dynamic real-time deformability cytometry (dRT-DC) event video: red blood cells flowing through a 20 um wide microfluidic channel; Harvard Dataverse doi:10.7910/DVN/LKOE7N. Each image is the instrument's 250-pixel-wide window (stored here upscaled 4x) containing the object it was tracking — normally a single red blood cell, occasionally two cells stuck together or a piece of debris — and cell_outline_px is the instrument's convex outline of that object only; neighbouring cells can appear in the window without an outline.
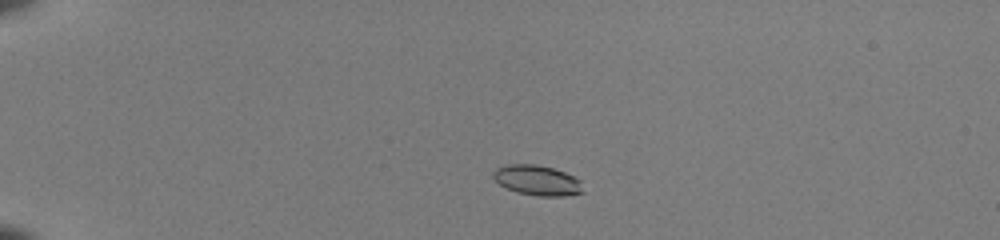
{"species": "common noctule bat (a hibernating species)", "species_latin": "Nyctalus noctula", "temperature_condition": "room temperature", "stored_images_in_passage": 46, "camera_frame_rate_fps": 3000, "um_per_image_px": 0.085, "animal": {"sex": "female", "body_mass_g": 22.0, "forearm_length_mm": 56.7}, "frame": {"image": 1, "passage_image": 7, "time_ms": 2.0, "image_size_px": [1000, 240], "cell_outline_px": [[584, 192], [564, 196], [536, 196], [516, 192], [500, 184], [492, 176], [492, 172], [496, 168], [508, 164], [536, 164], [552, 168], [564, 172], [580, 180]], "centroid_in_image_um": [45.66, 15.33], "position_along_channel_um": 39.3, "area_um2": 15.72}}
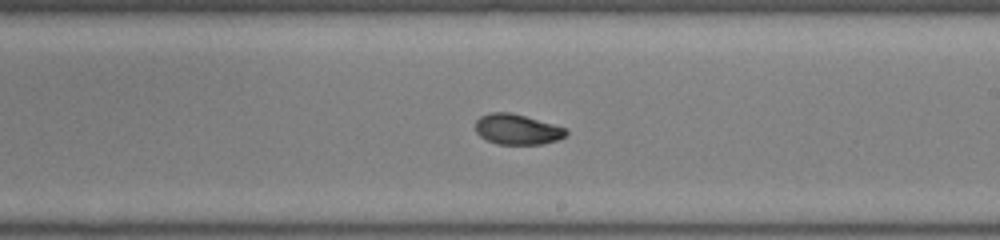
{"frame": {"image": 2, "passage_image": 27, "time_ms": 8.667, "image_size_px": [1000, 240], "cell_outline_px": [[568, 132], [564, 136], [556, 140], [540, 144], [496, 144], [480, 136], [476, 132], [476, 120], [480, 116], [488, 112], [512, 112], [568, 128]], "centroid_in_image_um": [43.95, 10.98], "position_along_channel_um": 245.0, "area_um2": 16.13}}
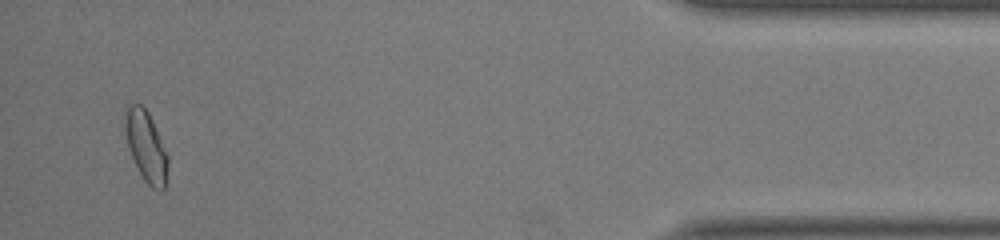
{"frame": {"image": 3, "passage_image": 44, "time_ms": 14.333, "image_size_px": [1000, 240], "cell_outline_px": [[168, 164], [164, 188], [160, 192], [152, 188], [140, 176], [128, 148], [124, 124], [124, 104], [140, 104], [148, 112], [168, 152]], "centroid_in_image_um": [12.4, 12.42], "position_along_channel_um": 422.8, "area_um2": 17.98}, "authors_computed_cell_mechanics": {"area_um2": 16.3285, "velocity_mm_per_s": 4.0704, "shape_relaxation_time_tau1_ms": 4.1835, "shape_relaxation_time_tau2_ms": 2.2211, "deformation_change_tau1": 0.1631, "deformation_change_tau2": 0.0538}}